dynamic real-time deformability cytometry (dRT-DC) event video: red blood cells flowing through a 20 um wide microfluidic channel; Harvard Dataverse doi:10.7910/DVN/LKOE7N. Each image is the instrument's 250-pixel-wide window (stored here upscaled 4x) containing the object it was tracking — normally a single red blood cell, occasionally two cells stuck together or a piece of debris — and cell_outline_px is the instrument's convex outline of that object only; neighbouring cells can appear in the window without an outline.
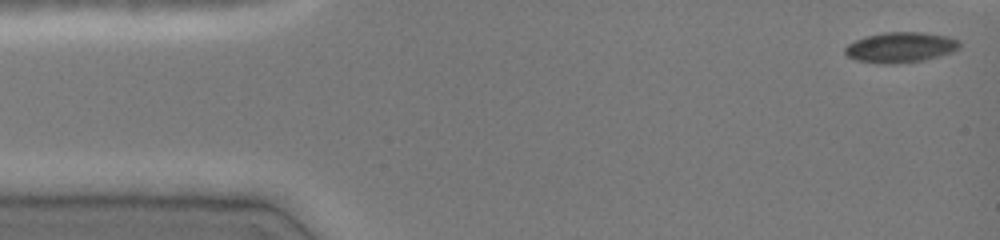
{"species": "common noctule bat (a hibernating species)", "species_latin": "Nyctalus noctula", "temperature_condition": "cold", "stored_images_in_passage": 39, "camera_frame_rate_fps": 3000, "um_per_image_px": 0.085, "animal": {"sex": "female", "body_mass_g": 19.0, "forearm_length_mm": 51.5}, "frame": {"image": 1, "passage_image": 1, "time_ms": 0.0, "image_size_px": [1000, 240], "cell_outline_px": [[960, 48], [952, 52], [940, 56], [924, 60], [892, 64], [884, 64], [856, 60], [848, 56], [844, 52], [844, 48], [848, 44], [864, 36], [884, 32], [924, 32], [948, 36], [960, 40]], "centroid_in_image_um": [76.56, 4.02], "position_along_channel_um": 8.4, "area_um2": 20.46}}
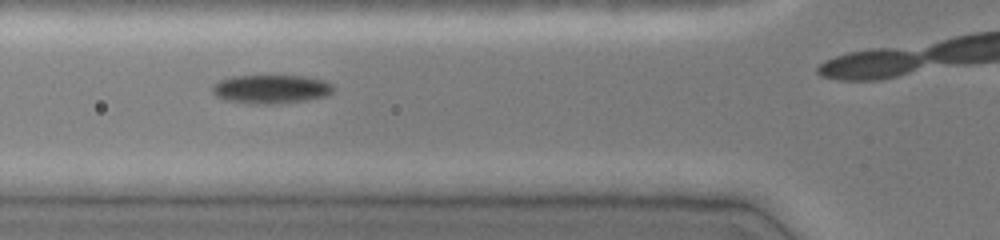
{"frame": {"image": 2, "passage_image": 16, "time_ms": 5.0, "image_size_px": [1000, 240], "cell_outline_px": [[336, 88], [328, 96], [304, 100], [272, 104], [248, 104], [224, 100], [216, 96], [212, 92], [212, 84], [220, 80], [232, 76], [304, 76], [324, 80], [332, 84]], "centroid_in_image_um": [23.03, 7.58], "position_along_channel_um": 102.8, "area_um2": 20.46}}
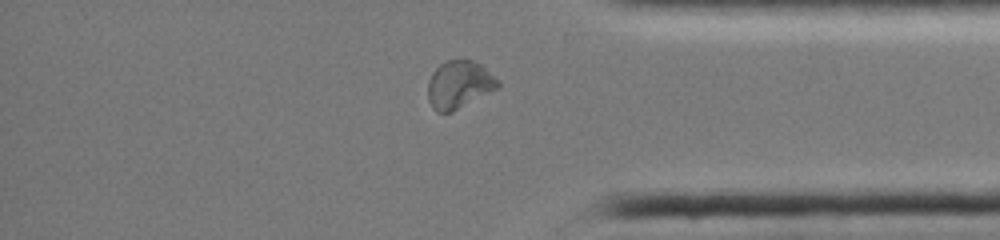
{"frame": {"image": 3, "passage_image": 38, "time_ms": 12.333, "image_size_px": [1000, 240], "cell_outline_px": [[500, 84], [496, 88], [452, 112], [436, 112], [432, 108], [428, 100], [428, 80], [432, 72], [440, 64], [448, 60], [472, 60], [480, 64], [500, 80]], "centroid_in_image_um": [39.0, 7.19], "position_along_channel_um": 396.2, "area_um2": 19.31}}